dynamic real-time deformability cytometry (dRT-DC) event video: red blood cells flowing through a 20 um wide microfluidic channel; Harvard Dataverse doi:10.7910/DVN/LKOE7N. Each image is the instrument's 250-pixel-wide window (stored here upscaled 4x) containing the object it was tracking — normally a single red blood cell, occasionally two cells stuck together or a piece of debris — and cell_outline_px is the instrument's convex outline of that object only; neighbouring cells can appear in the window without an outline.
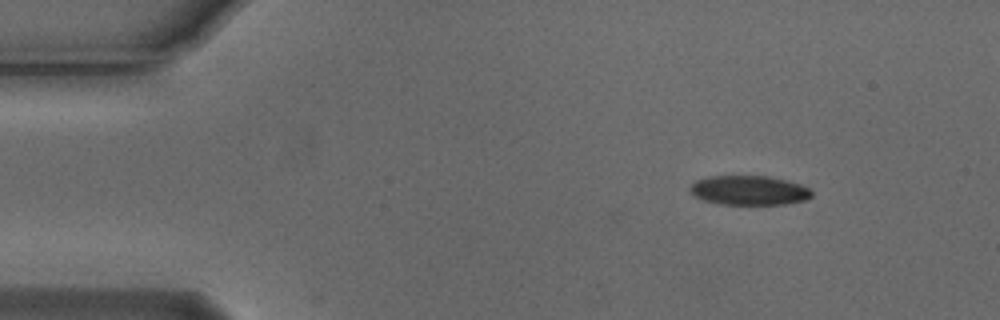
{"species": "Egyptian fruit bat (a non-hibernating species)", "species_latin": "Rousettus aegyptiacus", "temperature_condition": "cold", "stored_images_in_passage": 3, "camera_frame_rate_fps": 3000, "um_per_image_px": 0.085, "animal": {"sex": "male"}, "frame": {"image": 1, "passage_image": 1, "time_ms": 0.0, "image_size_px": [1000, 320], "cell_outline_px": [[812, 196], [804, 200], [784, 204], [720, 204], [704, 200], [696, 196], [688, 188], [696, 180], [708, 176], [768, 176], [788, 180], [800, 184], [808, 188], [812, 192]], "centroid_in_image_um": [63.67, 16.17], "position_along_channel_um": 21.3, "area_um2": 20.75}}